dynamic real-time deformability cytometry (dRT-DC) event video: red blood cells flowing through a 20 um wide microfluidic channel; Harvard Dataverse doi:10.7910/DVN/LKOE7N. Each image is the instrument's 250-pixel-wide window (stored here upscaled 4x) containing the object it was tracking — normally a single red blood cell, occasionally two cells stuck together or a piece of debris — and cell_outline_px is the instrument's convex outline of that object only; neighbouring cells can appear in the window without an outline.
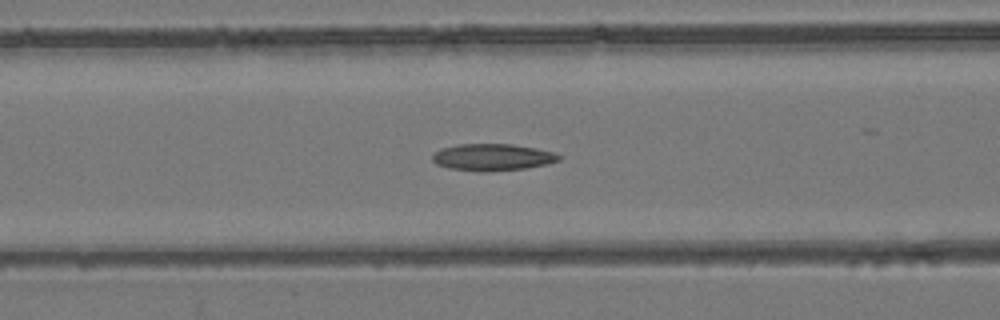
{"species": "common noctule bat (a hibernating species)", "species_latin": "Nyctalus noctula", "temperature_condition": "room temperature", "stored_images_in_passage": 51, "camera_frame_rate_fps": 3000, "um_per_image_px": 0.085, "animal": {"sex": "female", "body_mass_g": 24.6, "forearm_length_mm": 56.2}, "frame": {"image": 1, "passage_image": 20, "time_ms": 6.333, "image_size_px": [1000, 320], "cell_outline_px": [[560, 160], [548, 164], [524, 168], [488, 172], [480, 172], [448, 168], [436, 164], [432, 160], [432, 156], [436, 152], [444, 148], [460, 144], [512, 144], [536, 148], [556, 152], [560, 156]], "centroid_in_image_um": [41.89, 13.37], "position_along_channel_um": 124.7, "area_um2": 19.83}}
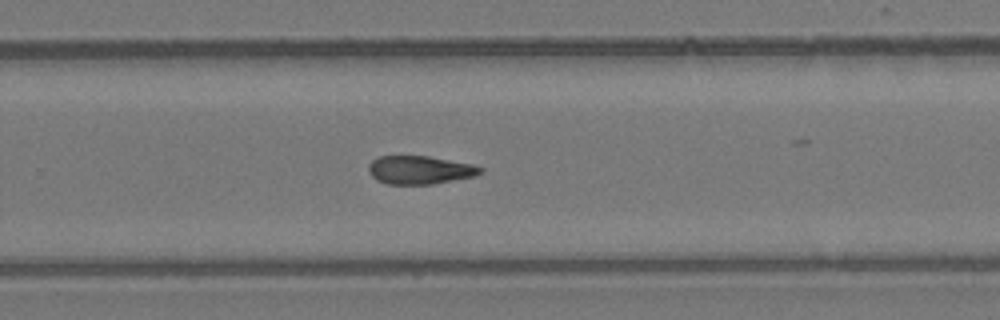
{"frame": {"image": 2, "passage_image": 33, "time_ms": 10.667, "image_size_px": [1000, 320], "cell_outline_px": [[484, 172], [472, 176], [432, 184], [388, 184], [376, 180], [368, 172], [368, 164], [372, 160], [380, 156], [428, 156], [472, 164], [484, 168]], "centroid_in_image_um": [35.66, 14.44], "position_along_channel_um": 294.1, "area_um2": 18.38}}
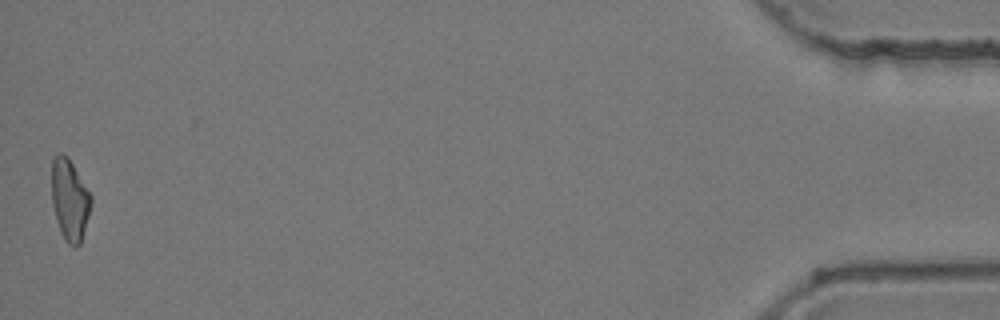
{"frame": {"image": 3, "passage_image": 51, "time_ms": 16.667, "image_size_px": [1000, 320], "cell_outline_px": [[92, 200], [88, 216], [80, 244], [76, 248], [72, 248], [64, 240], [60, 232], [56, 220], [52, 204], [52, 160], [60, 152], [68, 156], [92, 196]], "centroid_in_image_um": [5.92, 17.01], "position_along_channel_um": 429.3, "area_um2": 18.73}, "authors_computed_cell_mechanics": {"area_um2": 19.1318, "velocity_mm_per_s": 3.9199, "shape_relaxation_time_tau1_ms": null, "shape_relaxation_time_tau2_ms": 5.4285, "deformation_change_tau1": null, "deformation_change_tau2": 0.1402}}